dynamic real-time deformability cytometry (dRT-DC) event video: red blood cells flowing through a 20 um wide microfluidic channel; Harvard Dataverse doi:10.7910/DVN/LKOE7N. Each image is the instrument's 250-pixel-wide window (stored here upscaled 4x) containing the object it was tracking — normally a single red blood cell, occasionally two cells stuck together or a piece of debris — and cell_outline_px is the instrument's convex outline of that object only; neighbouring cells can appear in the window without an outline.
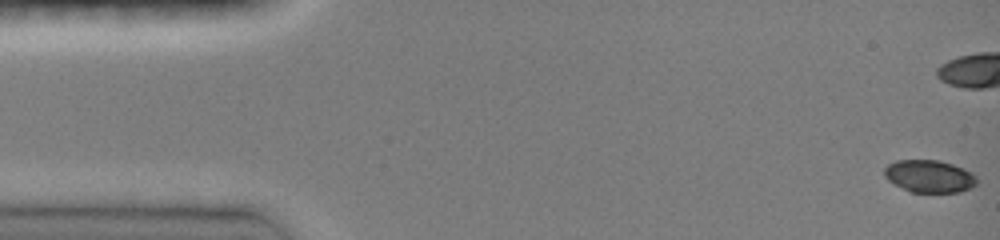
{"species": "common noctule bat (a hibernating species)", "species_latin": "Nyctalus noctula", "temperature_condition": "room temperature", "stored_images_in_passage": 30, "camera_frame_rate_fps": 3000, "um_per_image_px": 0.085, "animal": {"sex": "female", "body_mass_g": 19.0, "forearm_length_mm": 51.5}, "frame": {"image": 1, "passage_image": 1, "time_ms": 0.0, "image_size_px": [1000, 240], "cell_outline_px": [[976, 184], [972, 188], [960, 192], [912, 192], [888, 180], [884, 176], [884, 168], [888, 164], [896, 160], [940, 160], [964, 168], [972, 172], [976, 176]], "centroid_in_image_um": [79.02, 14.97], "position_along_channel_um": 6.0, "area_um2": 17.51}}
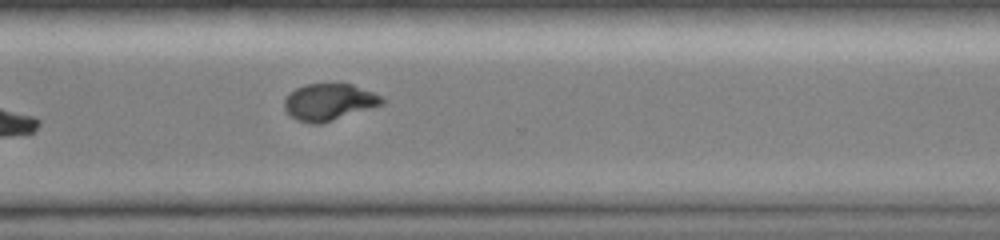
{"frame": {"image": 2, "passage_image": 30, "time_ms": 9.667, "image_size_px": [1000, 240], "cell_outline_px": [[384, 104], [320, 124], [312, 124], [296, 120], [284, 108], [284, 100], [296, 88], [304, 84], [332, 80], [352, 84], [372, 92], [380, 96], [384, 100]], "centroid_in_image_um": [27.96, 8.62], "position_along_channel_um": 342.6, "area_um2": 21.33}}